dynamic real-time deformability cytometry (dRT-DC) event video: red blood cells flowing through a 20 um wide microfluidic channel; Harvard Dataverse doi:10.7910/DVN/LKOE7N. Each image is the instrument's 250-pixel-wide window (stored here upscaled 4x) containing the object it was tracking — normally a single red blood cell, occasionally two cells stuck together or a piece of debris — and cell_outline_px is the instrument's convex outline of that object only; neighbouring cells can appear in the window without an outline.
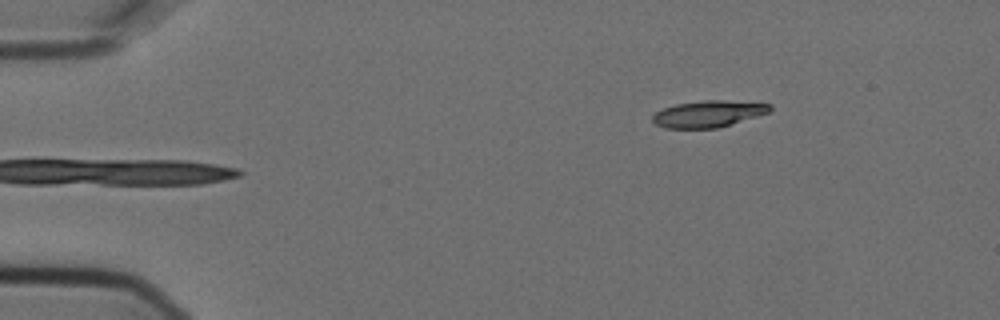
{"species": "Egyptian fruit bat (a non-hibernating species)", "species_latin": "Rousettus aegyptiacus", "temperature_condition": "cold", "stored_images_in_passage": 3, "camera_frame_rate_fps": 3000, "um_per_image_px": 0.085, "animal": {"sex": "female"}, "frame": {"image": 1, "passage_image": 1, "time_ms": 0.0, "image_size_px": [1000, 320], "cell_outline_px": [[772, 108], [768, 112], [756, 116], [716, 128], [664, 128], [656, 124], [652, 120], [652, 116], [656, 112], [664, 108], [676, 104], [704, 100], [724, 100], [772, 104]], "centroid_in_image_um": [60.18, 9.67], "position_along_channel_um": 24.8, "area_um2": 17.92}}